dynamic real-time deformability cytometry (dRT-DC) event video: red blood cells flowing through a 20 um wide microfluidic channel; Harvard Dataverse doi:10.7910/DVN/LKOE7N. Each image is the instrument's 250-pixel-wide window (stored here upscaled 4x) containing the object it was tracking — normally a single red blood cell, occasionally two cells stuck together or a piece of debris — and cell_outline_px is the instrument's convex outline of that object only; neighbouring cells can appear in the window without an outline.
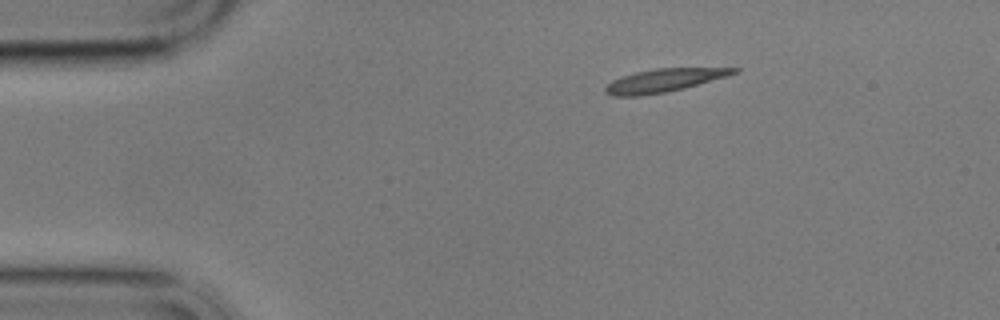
{"species": "common noctule bat (a hibernating species)", "species_latin": "Nyctalus noctula", "temperature_condition": "cold", "stored_images_in_passage": 50, "camera_frame_rate_fps": 3000, "um_per_image_px": 0.085, "animal": {"sex": "male", "body_mass_g": 17.9}, "frame": {"image": 1, "passage_image": 1, "time_ms": 0.0, "image_size_px": [1000, 320], "cell_outline_px": [[740, 72], [728, 76], [684, 88], [664, 92], [640, 96], [612, 96], [604, 92], [604, 88], [612, 80], [636, 72], [656, 68], [740, 68]], "centroid_in_image_um": [56.45, 6.83], "position_along_channel_um": 28.6, "area_um2": 17.22}}
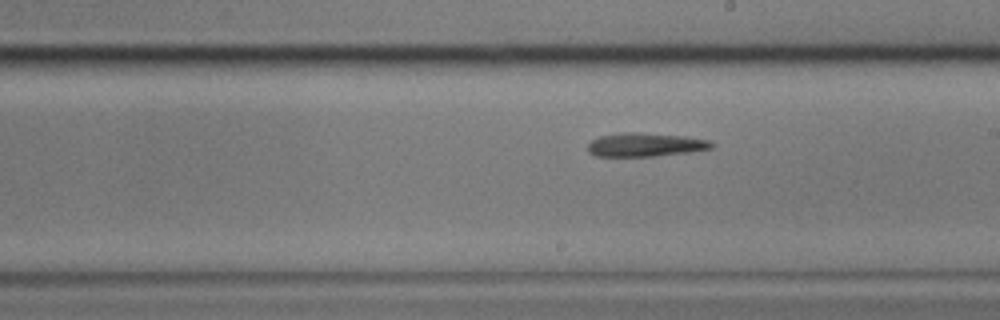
{"frame": {"image": 2, "passage_image": 24, "time_ms": 7.667, "image_size_px": [1000, 320], "cell_outline_px": [[716, 144], [712, 148], [688, 152], [656, 156], [592, 156], [588, 152], [588, 144], [592, 140], [600, 136], [620, 132], [636, 132], [684, 136], [708, 140]], "centroid_in_image_um": [54.82, 12.3], "position_along_channel_um": 234.2, "area_um2": 17.11}}
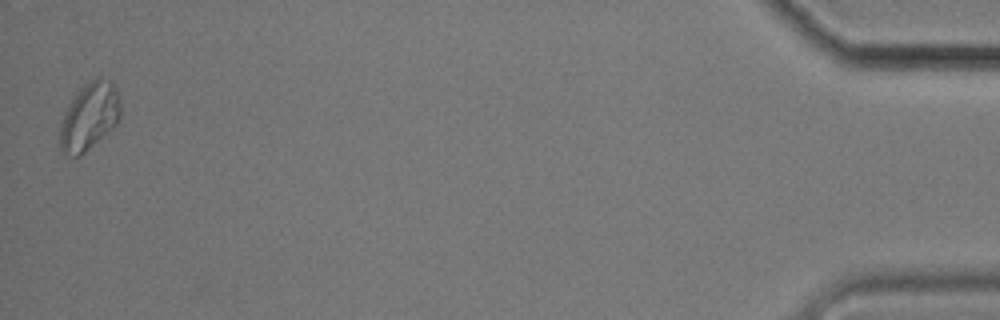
{"frame": {"image": 3, "passage_image": 49, "time_ms": 16.0, "image_size_px": [1000, 320], "cell_outline_px": [[120, 120], [112, 128], [80, 156], [72, 156], [64, 152], [60, 148], [60, 124], [64, 112], [80, 88], [88, 80], [96, 76], [100, 76], [112, 80], [116, 88], [120, 108]], "centroid_in_image_um": [7.6, 9.85], "position_along_channel_um": 427.6, "area_um2": 23.7}}